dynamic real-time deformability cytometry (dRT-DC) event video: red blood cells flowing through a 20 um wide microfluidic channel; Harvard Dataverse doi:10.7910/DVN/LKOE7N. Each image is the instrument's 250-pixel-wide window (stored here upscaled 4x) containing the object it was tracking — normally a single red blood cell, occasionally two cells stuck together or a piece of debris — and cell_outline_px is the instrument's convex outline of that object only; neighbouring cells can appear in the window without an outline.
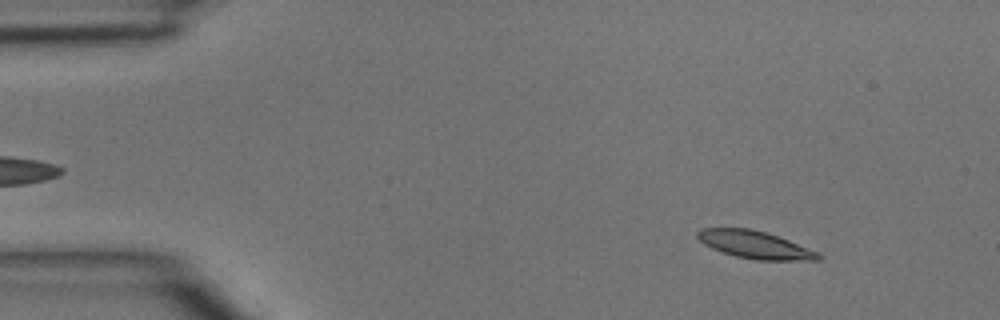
{"species": "common noctule bat (a hibernating species)", "species_latin": "Nyctalus noctula", "temperature_condition": "room temperature", "stored_images_in_passage": 46, "camera_frame_rate_fps": 3000, "um_per_image_px": 0.085, "animal": {"sex": "male", "body_mass_g": 15.6}, "frame": {"image": 1, "passage_image": 5, "time_ms": 1.333, "image_size_px": [1000, 320], "cell_outline_px": [[824, 256], [820, 260], [756, 260], [736, 256], [712, 248], [704, 244], [696, 236], [696, 232], [700, 228], [752, 228], [788, 240], [820, 252]], "centroid_in_image_um": [64.19, 20.8], "position_along_channel_um": 20.8, "area_um2": 19.36}}
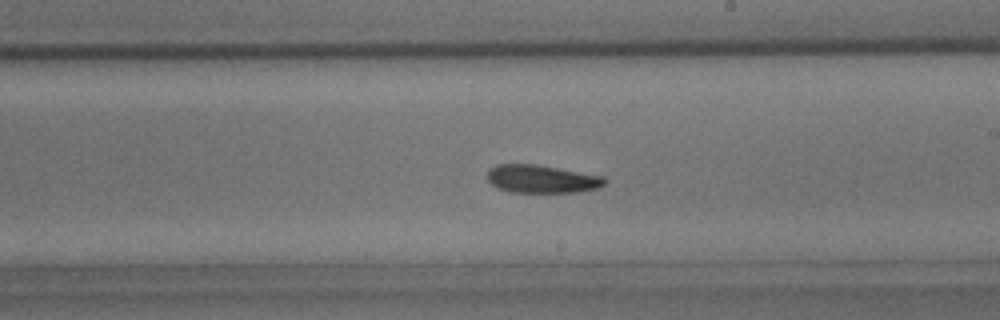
{"frame": {"image": 2, "passage_image": 26, "time_ms": 8.333, "image_size_px": [1000, 320], "cell_outline_px": [[608, 180], [600, 188], [580, 192], [508, 192], [496, 188], [488, 180], [488, 172], [496, 164], [536, 164], [604, 176]], "centroid_in_image_um": [46.08, 15.22], "position_along_channel_um": 242.9, "area_um2": 19.31}}
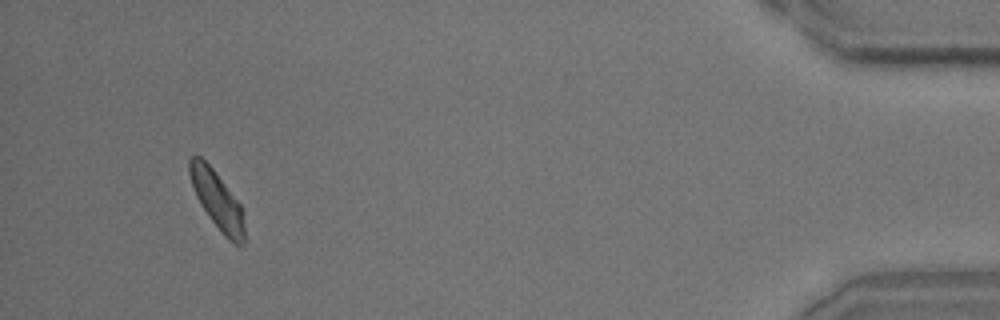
{"frame": {"image": 3, "passage_image": 43, "time_ms": 14.0, "image_size_px": [1000, 320], "cell_outline_px": [[244, 244], [232, 244], [224, 236], [208, 216], [200, 204], [196, 196], [188, 172], [188, 160], [192, 156], [200, 156], [212, 168], [240, 204], [244, 228]], "centroid_in_image_um": [18.43, 17.02], "position_along_channel_um": 416.8, "area_um2": 18.21}}